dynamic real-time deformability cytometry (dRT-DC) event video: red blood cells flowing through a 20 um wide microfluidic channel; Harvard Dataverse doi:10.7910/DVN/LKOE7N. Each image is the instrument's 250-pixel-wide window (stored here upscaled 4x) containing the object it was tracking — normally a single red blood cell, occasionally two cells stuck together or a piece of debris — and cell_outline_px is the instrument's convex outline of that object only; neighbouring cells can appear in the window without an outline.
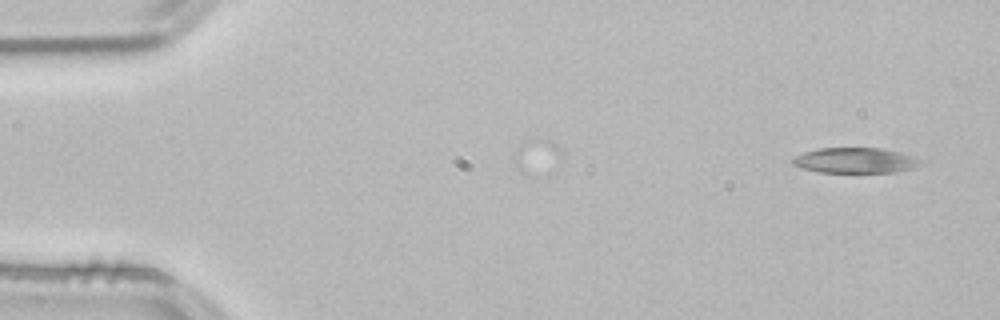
{"species": "common noctule bat (a hibernating species)", "species_latin": "Nyctalus noctula", "temperature_condition": "room temperature", "stored_images_in_passage": 49, "camera_frame_rate_fps": 3000, "um_per_image_px": 0.085, "animal": {"sex": "male", "body_mass_g": 21.5, "forearm_length_mm": 52.0}, "frame": {"image": 1, "passage_image": 1, "time_ms": 0.0, "image_size_px": [1000, 320], "cell_outline_px": [[928, 160], [924, 164], [896, 172], [820, 172], [804, 168], [792, 164], [792, 160], [796, 156], [804, 152], [820, 148], [880, 148], [900, 152], [916, 156]], "centroid_in_image_um": [72.81, 13.63], "position_along_channel_um": 12.2, "area_um2": 19.02}}
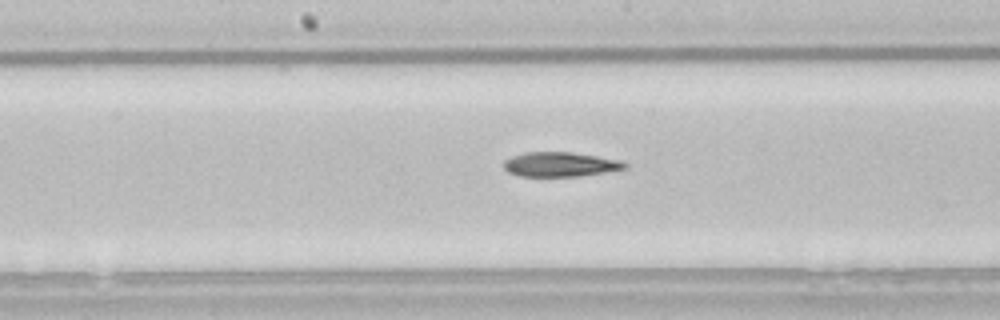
{"frame": {"image": 2, "passage_image": 25, "time_ms": 8.0, "image_size_px": [1000, 320], "cell_outline_px": [[628, 168], [580, 176], [520, 176], [508, 172], [504, 168], [504, 160], [512, 156], [524, 152], [572, 152], [596, 156], [616, 160], [628, 164]], "centroid_in_image_um": [47.58, 13.97], "position_along_channel_um": 200.6, "area_um2": 17.17}}
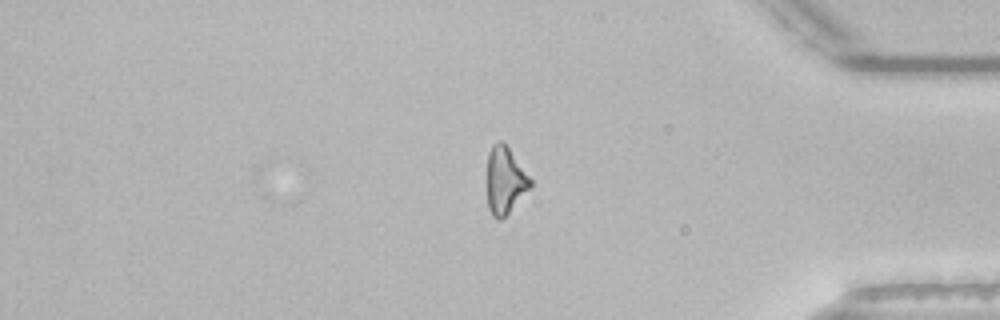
{"frame": {"image": 3, "passage_image": 42, "time_ms": 13.667, "image_size_px": [1000, 320], "cell_outline_px": [[532, 184], [508, 212], [500, 220], [496, 220], [492, 216], [488, 208], [488, 152], [492, 144], [496, 140], [504, 140], [532, 180]], "centroid_in_image_um": [42.91, 15.27], "position_along_channel_um": 392.3, "area_um2": 16.76}}